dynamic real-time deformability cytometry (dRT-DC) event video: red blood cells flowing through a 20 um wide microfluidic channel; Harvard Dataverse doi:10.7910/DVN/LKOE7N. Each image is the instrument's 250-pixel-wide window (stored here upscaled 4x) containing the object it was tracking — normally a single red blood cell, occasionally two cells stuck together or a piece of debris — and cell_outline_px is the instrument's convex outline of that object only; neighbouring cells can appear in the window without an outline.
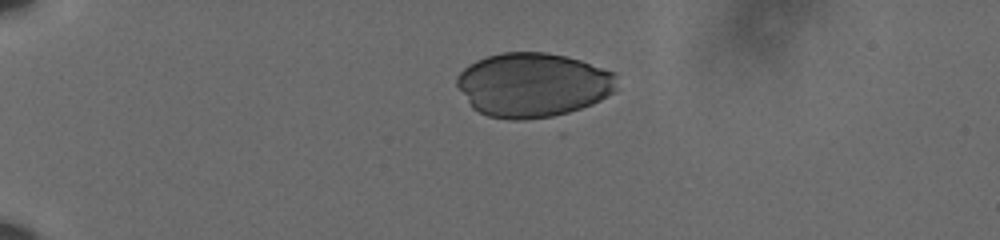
{"species": "human", "species_latin": "Homo sapiens", "temperature_condition": "cold", "stored_images_in_passage": 39, "camera_frame_rate_fps": 3000, "um_per_image_px": 0.085, "donor": {"sex": "male"}, "frame": {"image": 1, "passage_image": 1, "time_ms": 0.0, "image_size_px": [1000, 240], "cell_outline_px": [[616, 92], [592, 104], [560, 116], [524, 120], [508, 120], [488, 116], [472, 108], [456, 84], [456, 76], [468, 64], [476, 60], [488, 56], [504, 52], [544, 52], [564, 56], [580, 60], [616, 72]], "centroid_in_image_um": [45.31, 7.23], "position_along_channel_um": 39.7, "area_um2": 60.46}}